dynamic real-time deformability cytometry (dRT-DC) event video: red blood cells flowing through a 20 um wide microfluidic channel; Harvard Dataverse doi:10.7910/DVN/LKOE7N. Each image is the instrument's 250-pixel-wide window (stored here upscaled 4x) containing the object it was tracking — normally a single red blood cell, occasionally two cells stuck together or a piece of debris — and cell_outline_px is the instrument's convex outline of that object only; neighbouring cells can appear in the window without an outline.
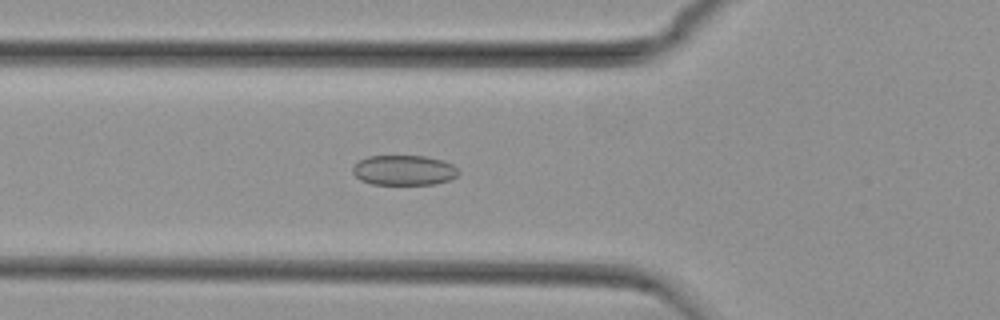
{"species": "common noctule bat (a hibernating species)", "species_latin": "Nyctalus noctula", "temperature_condition": "cold", "stored_images_in_passage": 40, "camera_frame_rate_fps": 3000, "um_per_image_px": 0.085, "animal": {"sex": "female", "body_mass_g": 29.2, "forearm_length_mm": 56.3}, "frame": {"image": 1, "passage_image": 8, "time_ms": 2.333, "image_size_px": [1000, 320], "cell_outline_px": [[460, 172], [456, 176], [448, 180], [436, 184], [372, 184], [360, 180], [352, 172], [352, 168], [360, 160], [368, 156], [424, 156], [444, 160], [452, 164]], "centroid_in_image_um": [34.34, 14.47], "position_along_channel_um": 91.5, "area_um2": 18.5}}
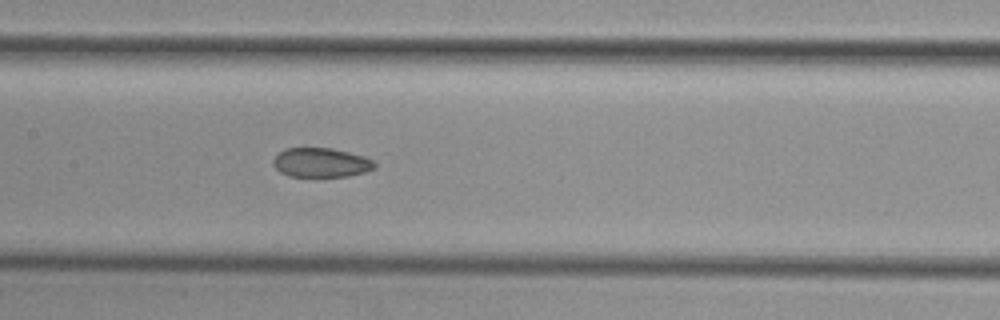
{"frame": {"image": 2, "passage_image": 15, "time_ms": 4.667, "image_size_px": [1000, 320], "cell_outline_px": [[376, 168], [364, 172], [348, 176], [288, 176], [280, 172], [272, 164], [272, 160], [284, 148], [332, 148], [364, 156], [372, 160], [376, 164]], "centroid_in_image_um": [27.28, 13.81], "position_along_channel_um": 180.1, "area_um2": 17.28}}
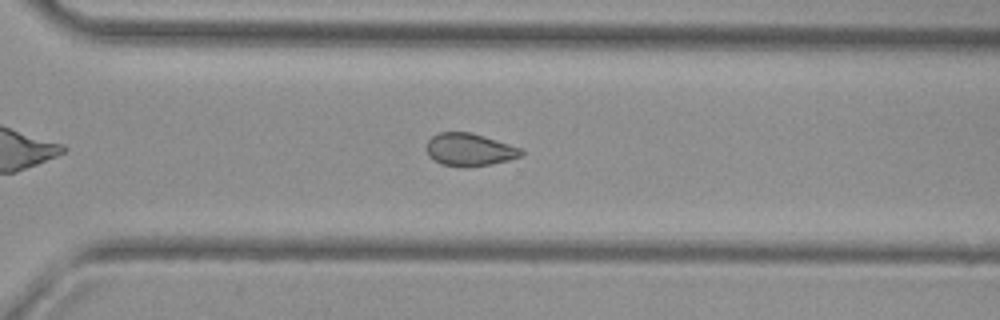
{"frame": {"image": 3, "passage_image": 27, "time_ms": 8.667, "image_size_px": [1000, 320], "cell_outline_px": [[524, 152], [520, 156], [508, 160], [492, 164], [440, 164], [432, 160], [428, 156], [428, 140], [432, 136], [440, 132], [472, 132], [524, 148]], "centroid_in_image_um": [39.95, 12.67], "position_along_channel_um": 330.7, "area_um2": 17.57}, "authors_computed_cell_mechanics": {"area_um2": 18.496, "velocity_mm_per_s": 3.7722, "shape_relaxation_time_tau1_ms": null, "shape_relaxation_time_tau2_ms": 3.4639, "deformation_change_tau1": null, "deformation_change_tau2": 0.0828}}